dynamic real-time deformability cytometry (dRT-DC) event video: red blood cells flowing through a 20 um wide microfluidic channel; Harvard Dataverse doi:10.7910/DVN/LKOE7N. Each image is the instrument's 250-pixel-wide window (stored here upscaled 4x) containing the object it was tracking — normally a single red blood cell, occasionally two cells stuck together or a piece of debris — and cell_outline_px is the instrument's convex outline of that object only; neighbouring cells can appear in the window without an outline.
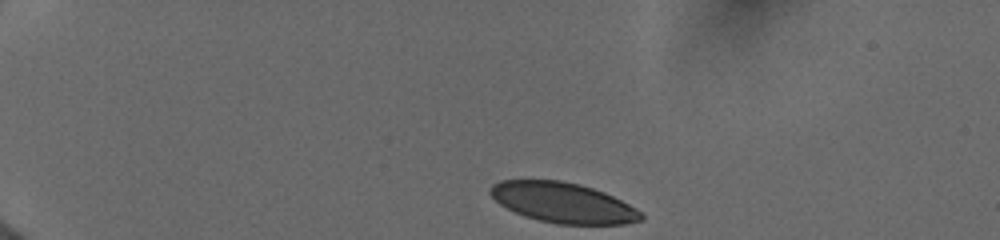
{"species": "human", "species_latin": "Homo sapiens", "temperature_condition": "cold", "stored_images_in_passage": 25, "camera_frame_rate_fps": 3000, "um_per_image_px": 0.085, "donor": {"sex": "female"}, "frame": {"image": 1, "passage_image": 1, "time_ms": 0.0, "image_size_px": [1000, 240], "cell_outline_px": [[644, 220], [624, 224], [556, 224], [524, 216], [500, 204], [488, 192], [488, 188], [492, 184], [500, 180], [560, 180], [580, 184], [604, 192], [644, 212]], "centroid_in_image_um": [47.87, 17.22], "position_along_channel_um": 37.1, "area_um2": 35.37}}
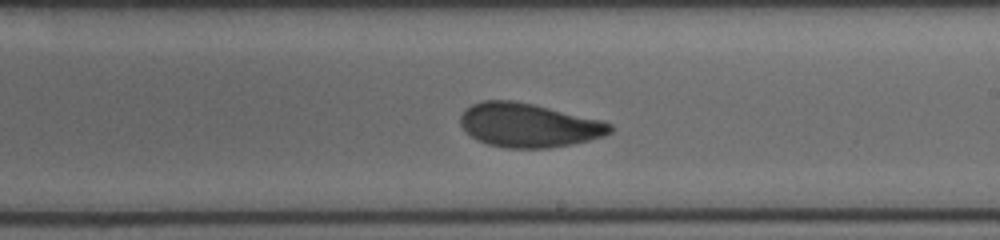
{"frame": {"image": 2, "passage_image": 13, "time_ms": 7.333, "image_size_px": [1000, 240], "cell_outline_px": [[612, 132], [604, 136], [572, 144], [548, 148], [504, 148], [488, 144], [476, 140], [460, 124], [460, 116], [464, 108], [480, 100], [512, 100], [532, 104], [600, 120], [612, 124]], "centroid_in_image_um": [44.9, 10.64], "position_along_channel_um": 244.1, "area_um2": 38.21}}
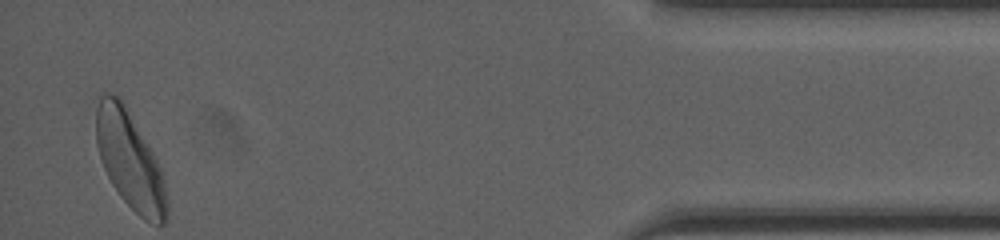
{"frame": {"image": 3, "passage_image": 25, "time_ms": 13.333, "image_size_px": [1000, 240], "cell_outline_px": [[168, 220], [164, 224], [152, 224], [144, 220], [120, 196], [112, 184], [104, 168], [96, 144], [96, 108], [100, 96], [104, 92], [108, 92], [120, 96], [152, 152], [160, 168], [168, 200]], "centroid_in_image_um": [11.04, 13.64], "position_along_channel_um": 424.2, "area_um2": 39.88}, "authors_computed_cell_mechanics": {"area_um2": 38.2058, "velocity_mm_per_s": 3.9436, "shape_relaxation_time_tau1_ms": 4.1617, "shape_relaxation_time_tau2_ms": 1.1411, "deformation_change_tau1": 0.1248, "deformation_change_tau2": 0.0595}}